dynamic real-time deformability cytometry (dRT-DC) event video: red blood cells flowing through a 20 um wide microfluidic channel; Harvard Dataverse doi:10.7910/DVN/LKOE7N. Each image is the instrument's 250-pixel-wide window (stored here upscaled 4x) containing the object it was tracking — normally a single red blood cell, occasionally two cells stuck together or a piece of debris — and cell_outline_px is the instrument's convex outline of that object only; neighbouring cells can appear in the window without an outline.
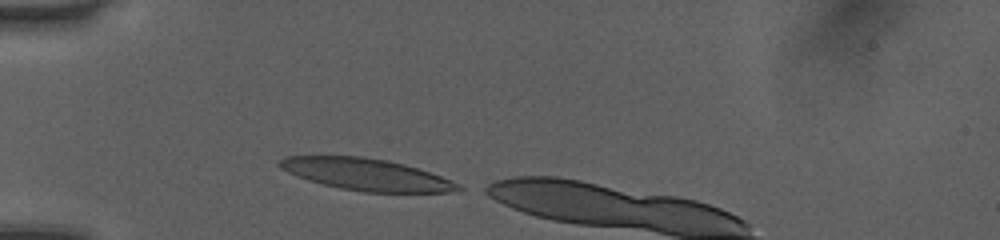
{"species": "human", "species_latin": "Homo sapiens", "temperature_condition": "room temperature", "stored_images_in_passage": 27, "camera_frame_rate_fps": 3000, "um_per_image_px": 0.085, "donor": {"sex": "female"}, "frame": {"image": 1, "passage_image": 1, "time_ms": 0.0, "image_size_px": [1000, 240], "cell_outline_px": [[468, 188], [460, 192], [364, 192], [340, 188], [308, 180], [296, 176], [280, 168], [276, 164], [280, 160], [288, 156], [364, 156], [388, 160], [404, 164], [452, 180]], "centroid_in_image_um": [31.19, 14.83], "position_along_channel_um": 53.8, "area_um2": 33.23}}
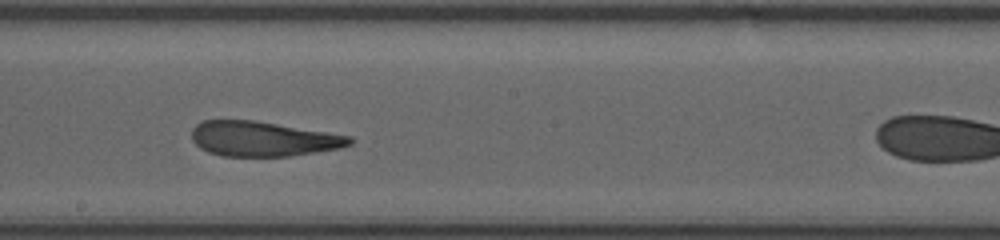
{"frame": {"image": 2, "passage_image": 15, "time_ms": 4.667, "image_size_px": [1000, 240], "cell_outline_px": [[352, 144], [340, 148], [288, 156], [220, 156], [208, 152], [200, 148], [192, 140], [192, 128], [200, 120], [256, 120], [352, 136]], "centroid_in_image_um": [22.32, 11.79], "position_along_channel_um": 225.9, "area_um2": 32.25}}
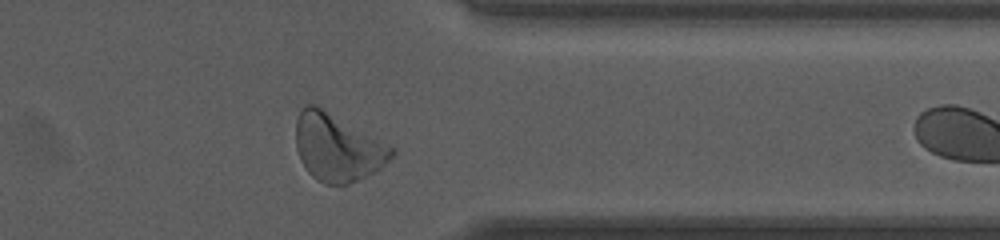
{"frame": {"image": 3, "passage_image": 26, "time_ms": 8.333, "image_size_px": [1000, 240], "cell_outline_px": [[396, 152], [376, 172], [348, 184], [324, 184], [316, 180], [308, 172], [300, 160], [296, 148], [296, 120], [304, 104], [316, 104], [392, 148]], "centroid_in_image_um": [28.62, 12.55], "position_along_channel_um": 382.8, "area_um2": 37.05}}